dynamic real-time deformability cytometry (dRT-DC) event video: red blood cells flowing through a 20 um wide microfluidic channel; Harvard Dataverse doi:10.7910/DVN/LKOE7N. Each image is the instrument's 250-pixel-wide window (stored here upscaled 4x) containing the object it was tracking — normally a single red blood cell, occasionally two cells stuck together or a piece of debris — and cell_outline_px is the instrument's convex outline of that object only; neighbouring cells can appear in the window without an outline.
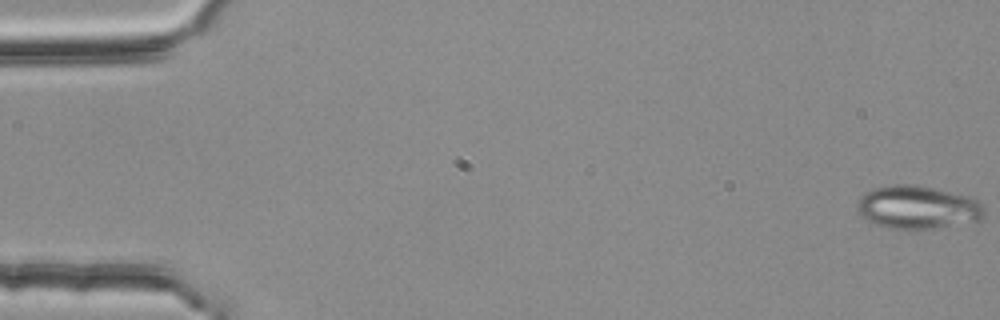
{"species": "common noctule bat (a hibernating species)", "species_latin": "Nyctalus noctula", "temperature_condition": "room temperature", "stored_images_in_passage": 55, "camera_frame_rate_fps": 3000, "um_per_image_px": 0.085, "animal": {"sex": "female", "body_mass_g": 25.1}, "frame": {"image": 1, "passage_image": 1, "time_ms": 0.0, "image_size_px": [1000, 320], "cell_outline_px": [[984, 216], [980, 220], [932, 228], [888, 228], [872, 224], [860, 212], [856, 204], [860, 196], [864, 192], [888, 184], [916, 184], [976, 196], [984, 204]], "centroid_in_image_um": [78.05, 17.58], "position_along_channel_um": 6.9, "area_um2": 32.37}}
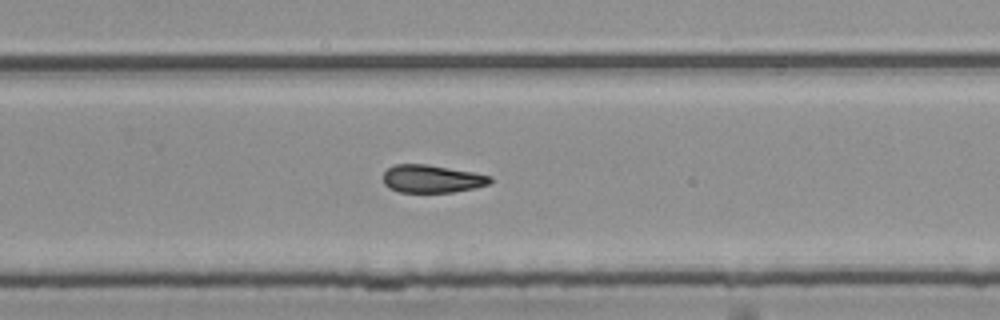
{"frame": {"image": 2, "passage_image": 36, "time_ms": 11.667, "image_size_px": [1000, 320], "cell_outline_px": [[492, 180], [488, 184], [472, 188], [452, 192], [400, 192], [388, 188], [384, 184], [384, 172], [392, 164], [428, 164], [476, 172], [492, 176]], "centroid_in_image_um": [36.7, 15.18], "position_along_channel_um": 293.1, "area_um2": 17.46}}
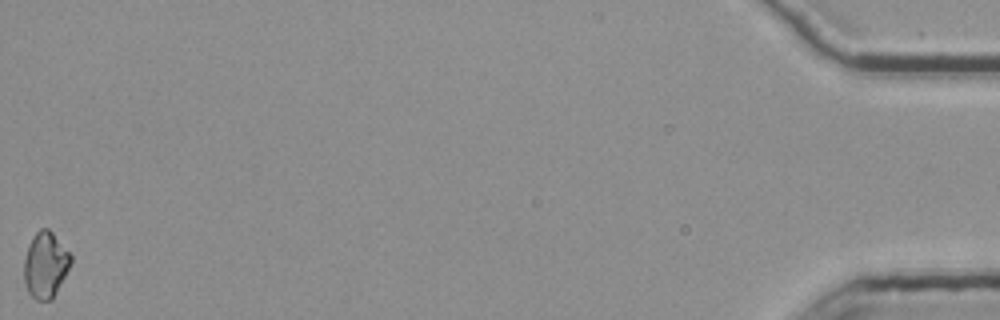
{"frame": {"image": 3, "passage_image": 55, "time_ms": 18.0, "image_size_px": [1000, 320], "cell_outline_px": [[72, 260], [52, 300], [36, 300], [28, 292], [24, 280], [24, 260], [32, 236], [40, 228], [48, 228], [52, 232], [72, 256]], "centroid_in_image_um": [3.85, 22.51], "position_along_channel_um": 431.4, "area_um2": 17.69}, "authors_computed_cell_mechanics": {"area_um2": 18.207, "velocity_mm_per_s": 3.7856, "shape_relaxation_time_tau1_ms": null, "shape_relaxation_time_tau2_ms": 4.3367, "deformation_change_tau1": null, "deformation_change_tau2": 0.1109}}